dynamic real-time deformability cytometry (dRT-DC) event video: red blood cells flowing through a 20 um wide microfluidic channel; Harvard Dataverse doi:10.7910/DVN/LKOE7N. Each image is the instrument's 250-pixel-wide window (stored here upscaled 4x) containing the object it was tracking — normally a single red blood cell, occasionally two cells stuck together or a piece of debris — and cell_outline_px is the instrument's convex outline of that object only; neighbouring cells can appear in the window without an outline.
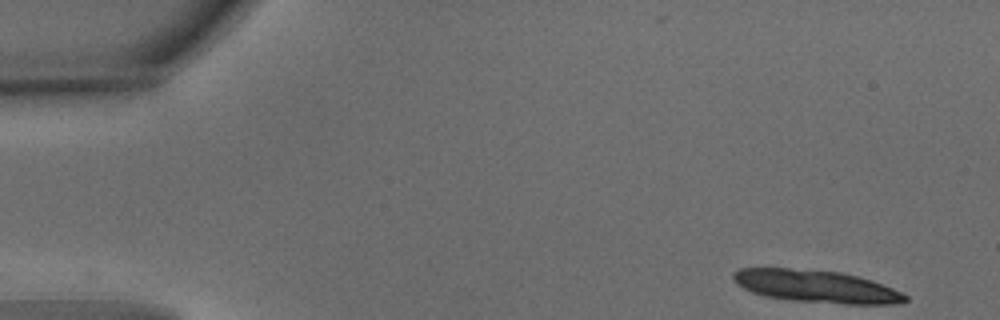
{"species": "common noctule bat (a hibernating species)", "species_latin": "Nyctalus noctula", "temperature_condition": "warm", "stored_images_in_passage": 12, "camera_frame_rate_fps": 3000, "um_per_image_px": 0.085, "animal": {"sex": "male", "body_mass_g": 15.6}, "frame": {"image": 1, "passage_image": 1, "time_ms": 0.0, "image_size_px": [1000, 320], "cell_outline_px": [[908, 300], [900, 304], [844, 304], [792, 300], [764, 296], [752, 292], [736, 284], [732, 276], [732, 272], [740, 268], [788, 268], [840, 272], [872, 280], [892, 288], [908, 296]], "centroid_in_image_um": [69.37, 24.34], "position_along_channel_um": 15.6, "area_um2": 32.48}}